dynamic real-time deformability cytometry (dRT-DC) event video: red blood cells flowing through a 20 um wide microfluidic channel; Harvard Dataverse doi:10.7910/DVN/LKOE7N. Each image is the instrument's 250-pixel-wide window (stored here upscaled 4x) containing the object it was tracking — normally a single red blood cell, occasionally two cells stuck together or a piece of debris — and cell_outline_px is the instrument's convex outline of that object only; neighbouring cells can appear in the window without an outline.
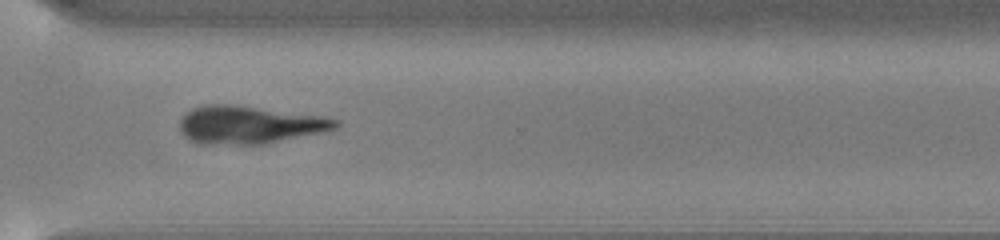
{"species": "common noctule bat (a hibernating species)", "species_latin": "Nyctalus noctula", "temperature_condition": "cold", "stored_images_in_passage": 40, "camera_frame_rate_fps": 3000, "um_per_image_px": 0.085, "animal": {"sex": "male", "body_mass_g": 13.0, "forearm_length_mm": 53.1}, "frame": {"image": 1, "passage_image": 30, "time_ms": 9.667, "image_size_px": [1000, 240], "cell_outline_px": [[340, 124], [336, 128], [264, 144], [200, 144], [188, 140], [180, 132], [180, 120], [192, 108], [204, 104], [232, 104], [324, 116], [340, 120]], "centroid_in_image_um": [21.15, 10.6], "position_along_channel_um": 349.5, "area_um2": 34.28}}
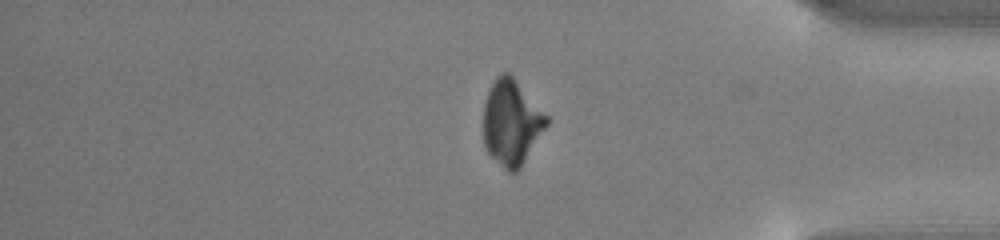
{"frame": {"image": 2, "passage_image": 35, "time_ms": 11.333, "image_size_px": [1000, 240], "cell_outline_px": [[548, 124], [520, 168], [516, 172], [508, 172], [488, 152], [484, 144], [484, 104], [488, 92], [496, 76], [500, 72], [508, 72], [512, 76], [548, 116]], "centroid_in_image_um": [43.47, 10.41], "position_along_channel_um": 391.7, "area_um2": 30.98}}